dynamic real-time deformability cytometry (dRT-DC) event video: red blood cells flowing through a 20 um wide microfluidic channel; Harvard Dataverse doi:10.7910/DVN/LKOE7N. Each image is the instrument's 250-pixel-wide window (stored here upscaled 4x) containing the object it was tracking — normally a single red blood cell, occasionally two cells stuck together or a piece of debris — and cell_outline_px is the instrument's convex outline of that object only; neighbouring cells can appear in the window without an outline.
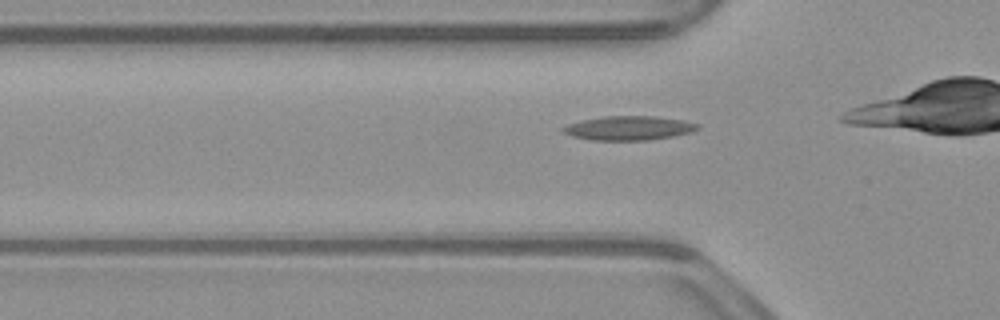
{"species": "common noctule bat (a hibernating species)", "species_latin": "Nyctalus noctula", "temperature_condition": "warm", "stored_images_in_passage": 7, "camera_frame_rate_fps": 3000, "um_per_image_px": 0.085, "animal": {"sex": "male", "body_mass_g": 23.1, "forearm_length_mm": 52.7}, "frame": {"image": 1, "passage_image": 3, "time_ms": 0.667, "image_size_px": [1000, 320], "cell_outline_px": [[700, 128], [692, 132], [672, 136], [648, 140], [592, 140], [572, 136], [564, 132], [560, 128], [568, 124], [580, 120], [604, 116], [656, 116], [684, 120], [700, 124]], "centroid_in_image_um": [53.46, 10.88], "position_along_channel_um": 72.3, "area_um2": 19.02}}